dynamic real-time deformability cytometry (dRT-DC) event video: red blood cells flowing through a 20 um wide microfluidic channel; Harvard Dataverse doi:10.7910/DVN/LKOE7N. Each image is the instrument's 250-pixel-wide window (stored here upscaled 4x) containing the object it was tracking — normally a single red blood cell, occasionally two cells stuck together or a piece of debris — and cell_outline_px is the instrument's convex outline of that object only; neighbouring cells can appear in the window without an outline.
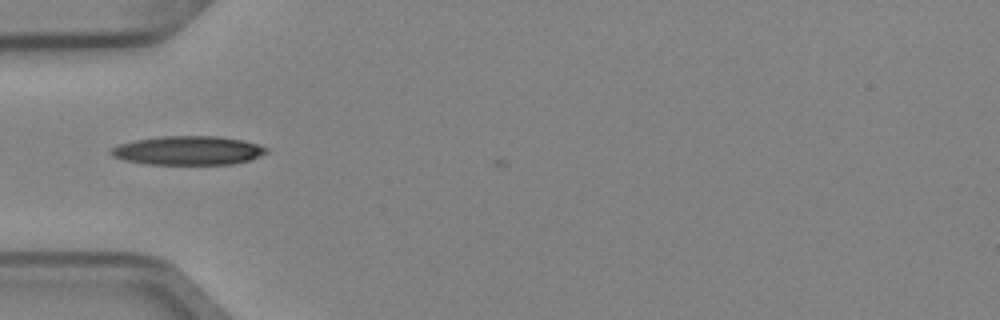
{"species": "Egyptian fruit bat (a non-hibernating species)", "species_latin": "Rousettus aegyptiacus", "temperature_condition": "cold", "stored_images_in_passage": 5, "camera_frame_rate_fps": 3000, "um_per_image_px": 0.085, "animal": {"sex": "female"}, "frame": {"image": 1, "passage_image": 4, "time_ms": 1.0, "image_size_px": [1000, 320], "cell_outline_px": [[268, 152], [248, 160], [232, 164], [148, 164], [124, 160], [112, 156], [108, 152], [112, 148], [120, 144], [136, 140], [164, 136], [220, 136], [240, 140], [256, 144], [268, 148]], "centroid_in_image_um": [15.97, 12.79], "position_along_channel_um": 69.0, "area_um2": 25.89}}